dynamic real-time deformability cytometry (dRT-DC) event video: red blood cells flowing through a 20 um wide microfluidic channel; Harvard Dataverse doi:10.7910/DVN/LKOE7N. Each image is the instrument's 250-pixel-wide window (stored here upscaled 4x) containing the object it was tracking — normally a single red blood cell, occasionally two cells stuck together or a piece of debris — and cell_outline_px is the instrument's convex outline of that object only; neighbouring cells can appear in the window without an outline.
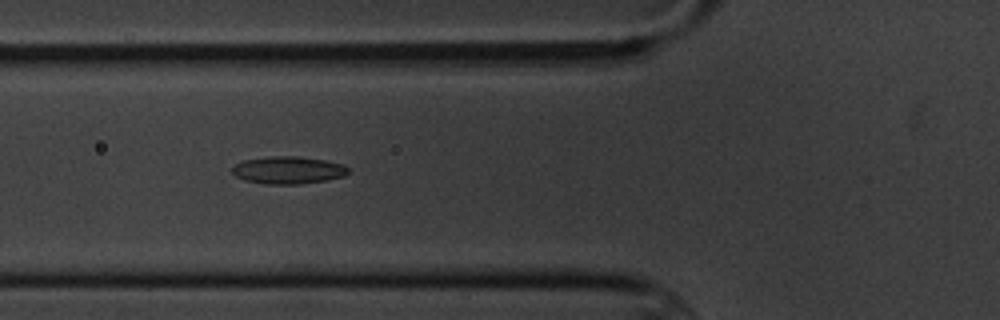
{"species": "common noctule bat (a hibernating species)", "species_latin": "Nyctalus noctula", "temperature_condition": "cold", "stored_images_in_passage": 9, "camera_frame_rate_fps": 3000, "um_per_image_px": 0.085, "animal": {"sex": "male", "body_mass_g": 20.1, "forearm_length_mm": 53.5}, "frame": {"image": 1, "passage_image": 6, "time_ms": 5.667, "image_size_px": [1000, 320], "cell_outline_px": [[348, 172], [344, 176], [328, 180], [300, 184], [264, 184], [244, 180], [236, 176], [232, 172], [232, 168], [236, 164], [244, 160], [268, 156], [296, 156], [324, 160], [344, 164], [348, 168]], "centroid_in_image_um": [24.5, 14.46], "position_along_channel_um": 101.3, "area_um2": 18.61}}
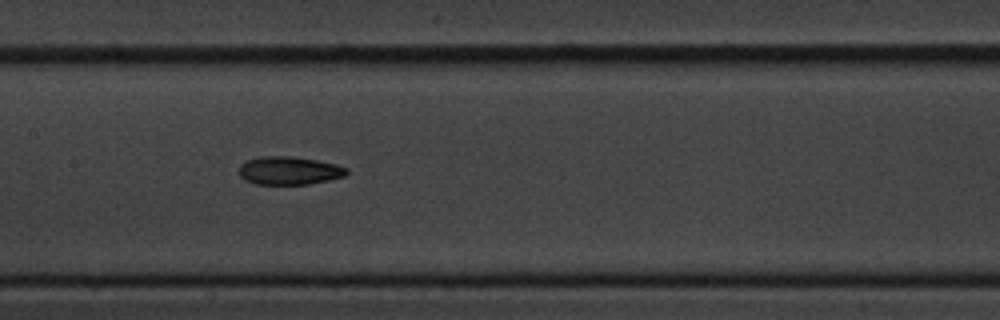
{"frame": {"image": 2, "passage_image": 8, "time_ms": 8.0, "image_size_px": [1000, 320], "cell_outline_px": [[348, 172], [344, 176], [328, 180], [308, 184], [256, 184], [244, 180], [240, 176], [240, 164], [248, 160], [260, 156], [288, 156], [316, 160], [336, 164], [348, 168]], "centroid_in_image_um": [24.57, 14.5], "position_along_channel_um": 182.8, "area_um2": 17.57}}
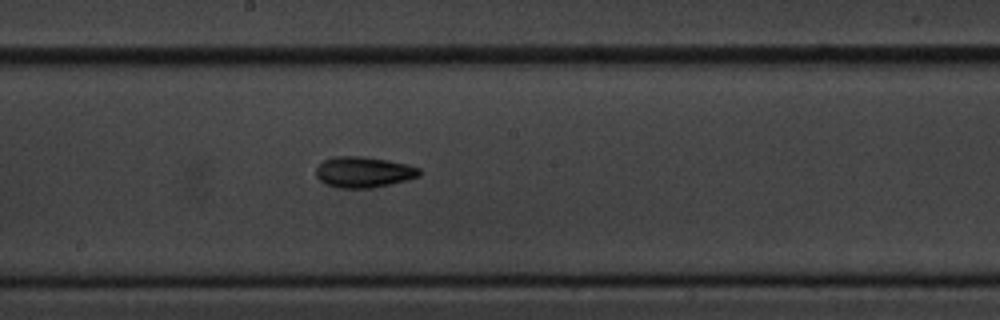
{"frame": {"image": 3, "passage_image": 9, "time_ms": 9.0, "image_size_px": [1000, 320], "cell_outline_px": [[420, 176], [408, 180], [372, 188], [340, 188], [328, 184], [320, 180], [316, 176], [316, 168], [324, 160], [332, 156], [360, 156], [388, 160], [408, 164], [420, 168]], "centroid_in_image_um": [30.93, 14.62], "position_along_channel_um": 217.3, "area_um2": 18.61}}